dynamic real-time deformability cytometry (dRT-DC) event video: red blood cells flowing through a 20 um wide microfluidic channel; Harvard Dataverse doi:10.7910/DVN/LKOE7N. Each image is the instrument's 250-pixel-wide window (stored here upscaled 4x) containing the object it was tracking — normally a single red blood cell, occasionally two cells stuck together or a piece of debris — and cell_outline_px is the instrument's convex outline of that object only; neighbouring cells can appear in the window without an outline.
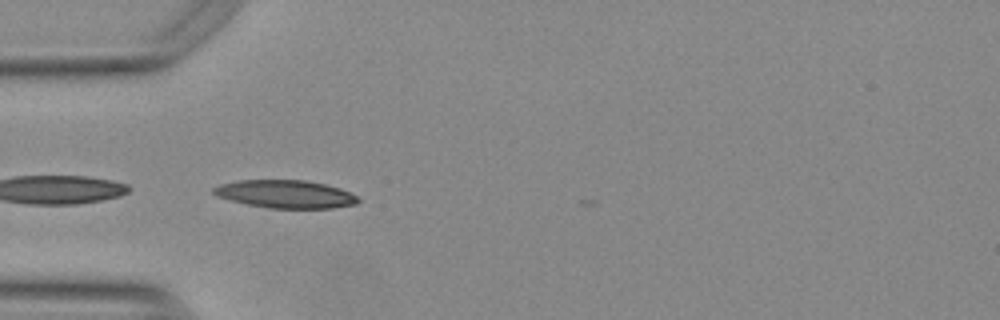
{"species": "Egyptian fruit bat (a non-hibernating species)", "species_latin": "Rousettus aegyptiacus", "temperature_condition": "warm", "stored_images_in_passage": 6, "camera_frame_rate_fps": 3000, "um_per_image_px": 0.085, "animal": {"sex": "female"}, "frame": {"image": 1, "passage_image": 1, "time_ms": 0.0, "image_size_px": [1000, 320], "cell_outline_px": [[360, 200], [356, 204], [332, 208], [268, 208], [248, 204], [232, 200], [220, 196], [212, 192], [212, 188], [220, 184], [240, 180], [304, 180], [324, 184], [340, 188], [356, 196]], "centroid_in_image_um": [24.28, 16.49], "position_along_channel_um": 60.7, "area_um2": 23.24}}